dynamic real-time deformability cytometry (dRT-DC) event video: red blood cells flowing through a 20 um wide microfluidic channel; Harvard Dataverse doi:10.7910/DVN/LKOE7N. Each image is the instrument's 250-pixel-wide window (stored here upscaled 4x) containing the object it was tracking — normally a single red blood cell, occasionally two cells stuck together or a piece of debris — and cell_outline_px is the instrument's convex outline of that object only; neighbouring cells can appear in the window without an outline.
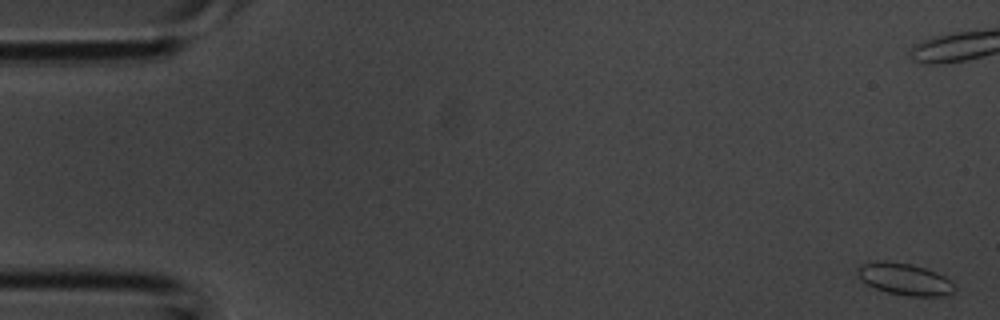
{"species": "common noctule bat (a hibernating species)", "species_latin": "Nyctalus noctula", "temperature_condition": "room temperature", "stored_images_in_passage": 8, "segment_of_instrument_passage": [1, 2], "camera_frame_rate_fps": 3000, "um_per_image_px": 0.085, "animal": {"sex": "male", "body_mass_g": 20.1, "forearm_length_mm": 53.5}, "frame": {"image": 1, "passage_image": 1, "time_ms": 0.0, "image_size_px": [1000, 320], "cell_outline_px": [[956, 288], [952, 292], [944, 296], [908, 296], [888, 292], [876, 288], [868, 284], [856, 272], [856, 268], [860, 264], [880, 260], [888, 260], [912, 264], [936, 272], [952, 280]], "centroid_in_image_um": [76.92, 23.71], "position_along_channel_um": 8.1, "area_um2": 18.03}}
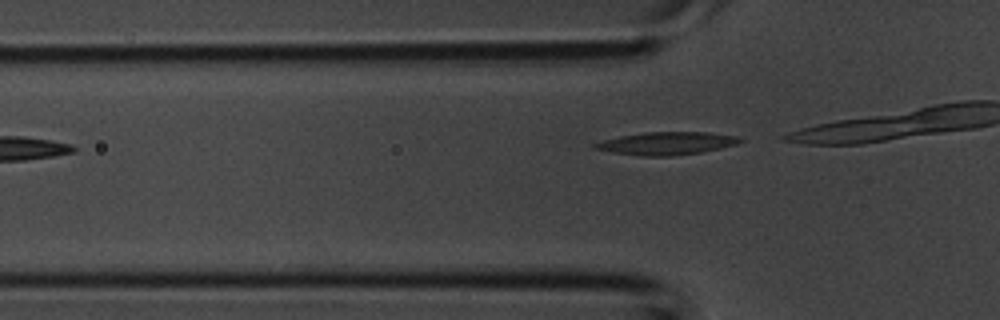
{"frame": {"image": 2, "passage_image": 6, "time_ms": 1.667, "image_size_px": [1000, 320], "cell_outline_px": [[744, 140], [736, 144], [720, 148], [700, 152], [672, 156], [640, 156], [612, 152], [592, 148], [592, 144], [604, 140], [620, 136], [644, 132], [708, 132], [736, 136]], "centroid_in_image_um": [56.64, 12.18], "position_along_channel_um": 69.2, "area_um2": 19.19}}